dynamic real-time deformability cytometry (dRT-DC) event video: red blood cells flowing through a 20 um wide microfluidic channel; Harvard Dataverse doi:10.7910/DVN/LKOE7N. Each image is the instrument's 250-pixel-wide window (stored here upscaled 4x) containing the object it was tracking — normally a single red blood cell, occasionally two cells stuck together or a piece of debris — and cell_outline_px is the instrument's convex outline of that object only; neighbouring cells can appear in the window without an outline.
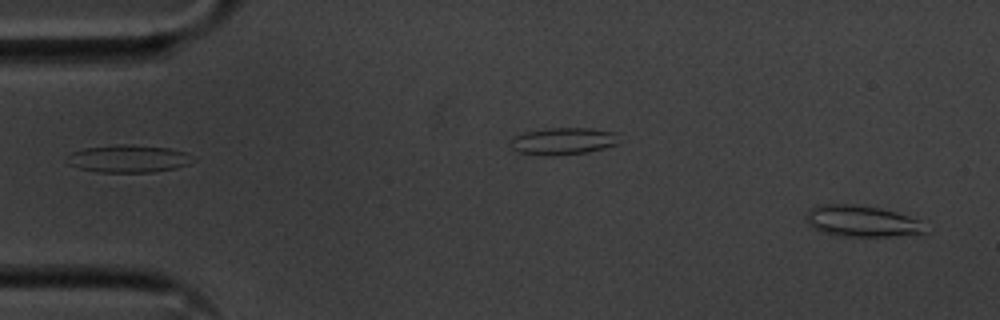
{"species": "common noctule bat (a hibernating species)", "species_latin": "Nyctalus noctula", "temperature_condition": "cold", "stored_images_in_passage": 54, "camera_frame_rate_fps": 3000, "um_per_image_px": 0.085, "animal": {"sex": "male", "body_mass_g": 20.1, "forearm_length_mm": 53.5}, "frame": {"image": 1, "passage_image": 2, "time_ms": 0.333, "image_size_px": [1000, 320], "cell_outline_px": [[928, 232], [896, 236], [832, 236], [820, 232], [808, 224], [804, 220], [808, 208], [816, 204], [852, 204], [880, 208], [896, 212], [908, 216], [916, 220]], "centroid_in_image_um": [73.12, 18.79], "position_along_channel_um": 11.9, "area_um2": 21.85}}
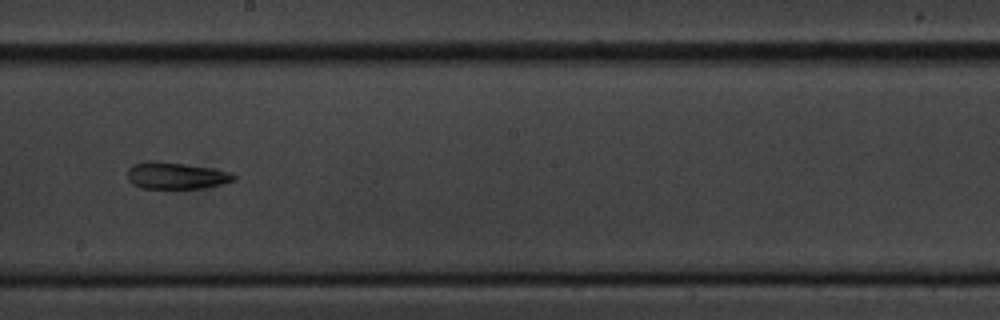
{"frame": {"image": 2, "passage_image": 30, "time_ms": 9.667, "image_size_px": [1000, 320], "cell_outline_px": [[236, 180], [204, 188], [140, 188], [132, 184], [128, 180], [128, 168], [132, 164], [148, 160], [156, 160], [212, 168], [228, 172], [236, 176]], "centroid_in_image_um": [14.91, 14.92], "position_along_channel_um": 233.3, "area_um2": 16.65}}
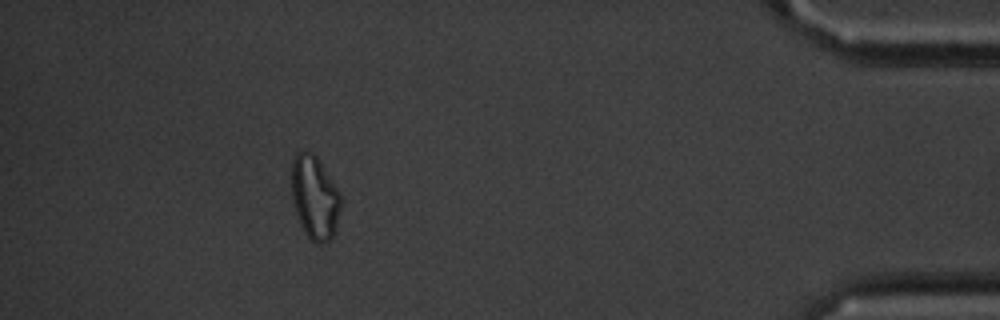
{"frame": {"image": 3, "passage_image": 49, "time_ms": 16.0, "image_size_px": [1000, 320], "cell_outline_px": [[340, 208], [336, 228], [332, 236], [324, 244], [316, 244], [308, 236], [300, 224], [296, 212], [292, 196], [292, 160], [296, 152], [312, 152], [316, 156], [336, 188], [340, 196]], "centroid_in_image_um": [26.73, 16.8], "position_along_channel_um": 408.5, "area_um2": 23.41}, "authors_computed_cell_mechanics": {"area_um2": 18.8717, "velocity_mm_per_s": 3.6131, "shape_relaxation_time_tau1_ms": 10.3943, "shape_relaxation_time_tau2_ms": 4.3107, "deformation_change_tau1": 0.2412, "deformation_change_tau2": 0.1351}}